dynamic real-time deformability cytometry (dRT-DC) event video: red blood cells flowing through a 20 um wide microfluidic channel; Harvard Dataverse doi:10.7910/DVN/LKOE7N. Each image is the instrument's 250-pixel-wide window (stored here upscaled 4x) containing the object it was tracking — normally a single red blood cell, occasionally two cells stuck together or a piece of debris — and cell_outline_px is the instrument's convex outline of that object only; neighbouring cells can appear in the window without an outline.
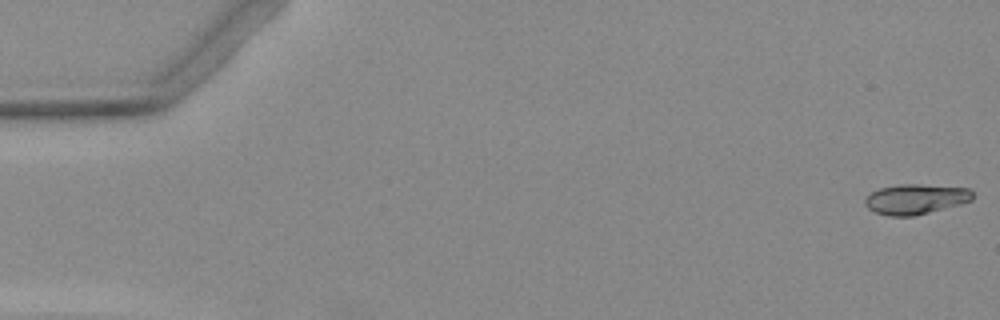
{"species": "Egyptian fruit bat (a non-hibernating species)", "species_latin": "Rousettus aegyptiacus", "temperature_condition": "warm", "stored_images_in_passage": 36, "camera_frame_rate_fps": 3000, "um_per_image_px": 0.085, "animal": {"sex": "female"}, "frame": {"image": 1, "passage_image": 1, "time_ms": 0.0, "image_size_px": [1000, 320], "cell_outline_px": [[972, 200], [960, 204], [912, 216], [888, 216], [876, 212], [868, 208], [864, 204], [864, 200], [872, 192], [880, 188], [900, 184], [920, 184], [968, 188], [972, 192]], "centroid_in_image_um": [77.81, 16.92], "position_along_channel_um": 7.2, "area_um2": 18.67}}
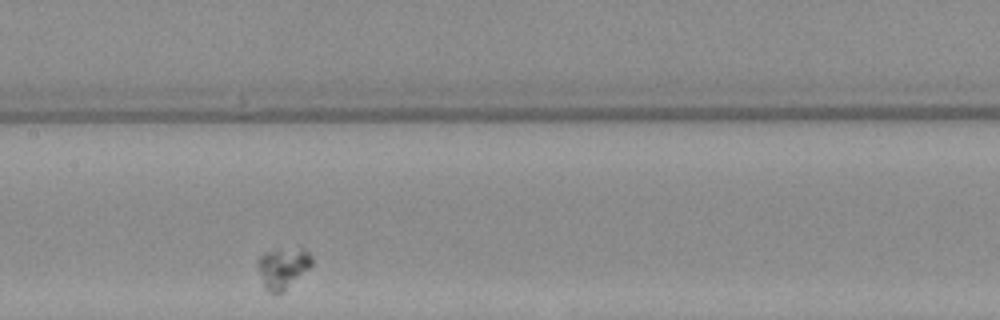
{"frame": {"image": 2, "passage_image": 21, "time_ms": 6.667, "image_size_px": [1000, 320], "cell_outline_px": [[312, 264], [284, 292], [268, 292], [264, 288], [256, 264], [260, 256], [268, 252], [300, 248], [304, 248], [312, 256]], "centroid_in_image_um": [24.03, 22.8], "position_along_channel_um": 183.4, "area_um2": 12.6}}
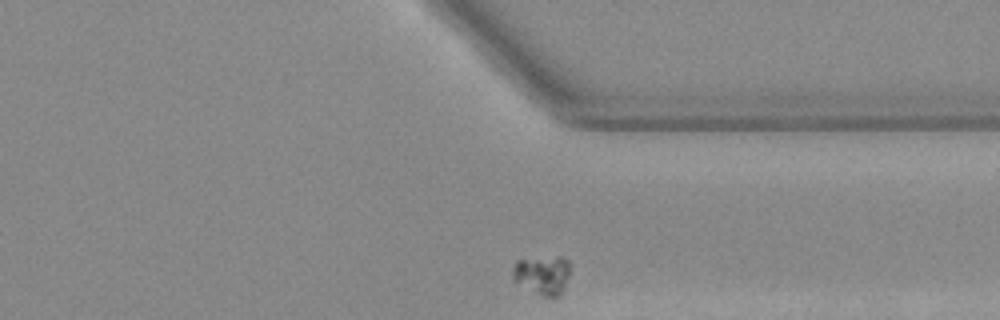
{"frame": {"image": 3, "passage_image": 36, "time_ms": 11.667, "image_size_px": [1000, 320], "cell_outline_px": [[568, 276], [560, 292], [556, 296], [544, 296], [512, 280], [512, 268], [516, 260], [556, 256], [560, 256], [568, 260]], "centroid_in_image_um": [46.05, 23.32], "position_along_channel_um": 365.3, "area_um2": 12.66}}